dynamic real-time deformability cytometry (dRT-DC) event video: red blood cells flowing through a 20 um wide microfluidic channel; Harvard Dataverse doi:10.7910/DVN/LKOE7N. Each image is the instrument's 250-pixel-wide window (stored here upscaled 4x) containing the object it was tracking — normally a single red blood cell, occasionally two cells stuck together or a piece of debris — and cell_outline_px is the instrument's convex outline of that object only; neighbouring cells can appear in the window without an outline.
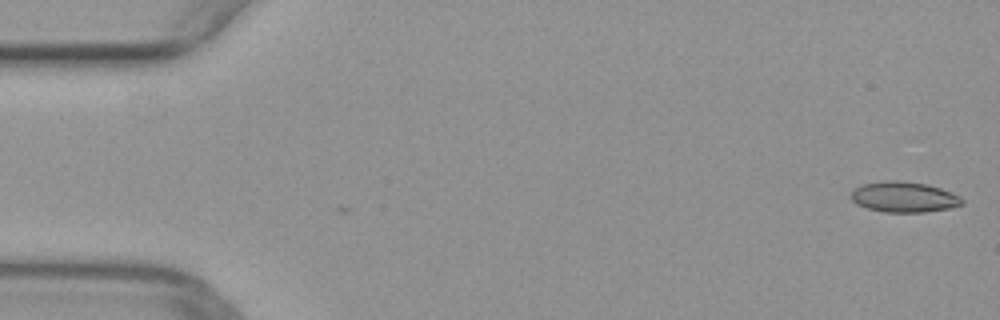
{"species": "common noctule bat (a hibernating species)", "species_latin": "Nyctalus noctula", "temperature_condition": "warm", "stored_images_in_passage": 3, "camera_frame_rate_fps": 3000, "um_per_image_px": 0.085, "animal": {"sex": "female", "body_mass_g": 29.2, "forearm_length_mm": 56.3}, "frame": {"image": 1, "passage_image": 1, "time_ms": 0.0, "image_size_px": [1000, 320], "cell_outline_px": [[964, 200], [960, 204], [948, 208], [924, 212], [884, 212], [868, 208], [856, 204], [852, 200], [852, 192], [856, 188], [864, 184], [888, 180], [900, 180], [928, 184], [940, 188], [960, 196]], "centroid_in_image_um": [76.84, 16.74], "position_along_channel_um": 8.2, "area_um2": 19.54}}